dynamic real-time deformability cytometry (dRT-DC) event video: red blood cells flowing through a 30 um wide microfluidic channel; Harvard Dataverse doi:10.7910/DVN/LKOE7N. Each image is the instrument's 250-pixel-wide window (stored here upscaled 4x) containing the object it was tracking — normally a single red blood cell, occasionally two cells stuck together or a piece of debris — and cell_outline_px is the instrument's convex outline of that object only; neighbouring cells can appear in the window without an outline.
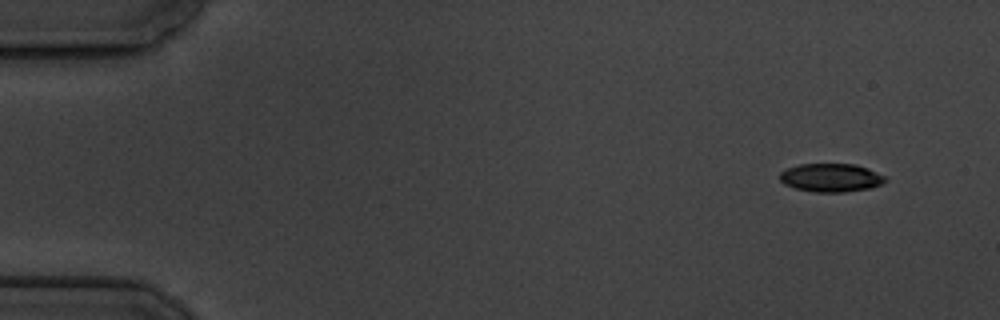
{"species": "common noctule bat (a hibernating species)", "species_latin": "Nyctalus noctula", "temperature_condition": "cold", "stored_images_in_passage": 6, "camera_frame_rate_fps": 3000, "um_per_image_px": 0.085, "animal": {"sex": "male", "body_mass_g": 19.5, "forearm_length_mm": 54.6}, "frame": {"image": 1, "passage_image": 1, "time_ms": 0.0, "image_size_px": [1000, 320], "cell_outline_px": [[888, 180], [872, 188], [844, 192], [812, 192], [796, 188], [784, 184], [780, 180], [780, 172], [788, 168], [800, 164], [856, 164], [868, 168], [884, 176]], "centroid_in_image_um": [70.64, 15.1], "position_along_channel_um": 14.4, "area_um2": 17.46}}
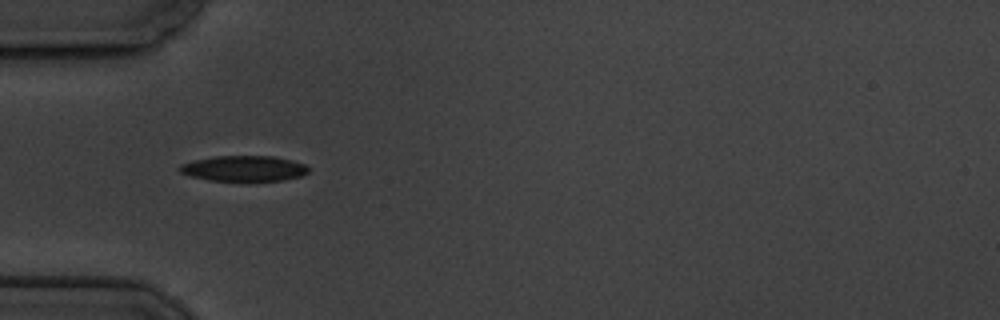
{"frame": {"image": 2, "passage_image": 5, "time_ms": 4.667, "image_size_px": [1000, 320], "cell_outline_px": [[308, 172], [300, 176], [284, 180], [208, 180], [192, 176], [180, 172], [176, 168], [180, 164], [192, 160], [216, 156], [272, 156], [292, 160], [304, 164], [308, 168]], "centroid_in_image_um": [20.69, 14.3], "position_along_channel_um": 64.3, "area_um2": 19.02}}